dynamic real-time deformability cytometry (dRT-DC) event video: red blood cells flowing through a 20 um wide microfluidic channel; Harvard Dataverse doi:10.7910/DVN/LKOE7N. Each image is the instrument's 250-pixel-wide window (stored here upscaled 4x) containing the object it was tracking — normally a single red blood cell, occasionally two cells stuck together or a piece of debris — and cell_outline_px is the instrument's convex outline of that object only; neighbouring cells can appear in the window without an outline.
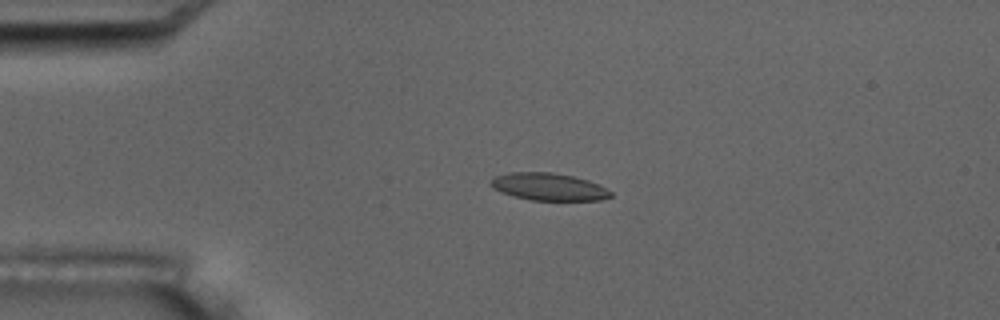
{"species": "common noctule bat (a hibernating species)", "species_latin": "Nyctalus noctula", "temperature_condition": "room temperature", "stored_images_in_passage": 5, "camera_frame_rate_fps": 3000, "um_per_image_px": 0.085, "animal": {"sex": "male", "body_mass_g": 17.5, "forearm_length_mm": 52.3}, "frame": {"image": 1, "passage_image": 4, "time_ms": 4.0, "image_size_px": [1000, 320], "cell_outline_px": [[612, 196], [600, 200], [532, 200], [512, 196], [492, 188], [488, 184], [488, 180], [496, 176], [508, 172], [552, 172], [572, 176], [588, 180], [612, 192]], "centroid_in_image_um": [46.56, 15.87], "position_along_channel_um": 38.4, "area_um2": 19.13}}